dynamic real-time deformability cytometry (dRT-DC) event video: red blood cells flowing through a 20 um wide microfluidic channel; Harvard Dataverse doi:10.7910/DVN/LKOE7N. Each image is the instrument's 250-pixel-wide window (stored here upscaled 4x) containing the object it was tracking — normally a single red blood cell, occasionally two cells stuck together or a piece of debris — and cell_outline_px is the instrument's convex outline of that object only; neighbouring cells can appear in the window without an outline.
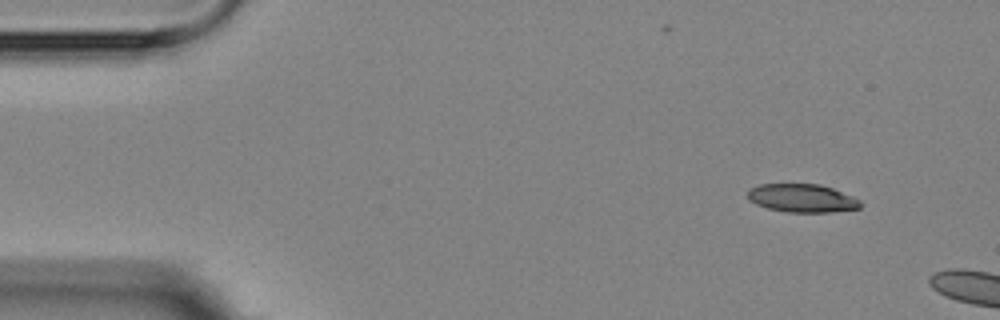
{"species": "Egyptian fruit bat (a non-hibernating species)", "species_latin": "Rousettus aegyptiacus", "temperature_condition": "room temperature", "stored_images_in_passage": 3, "camera_frame_rate_fps": 3000, "um_per_image_px": 0.085, "animal": {"sex": "female"}, "frame": {"image": 1, "passage_image": 1, "time_ms": 0.0, "image_size_px": [1000, 320], "cell_outline_px": [[864, 204], [860, 208], [832, 212], [788, 212], [768, 208], [756, 204], [748, 200], [748, 188], [760, 184], [820, 184], [832, 188], [852, 196], [860, 200]], "centroid_in_image_um": [68.18, 16.84], "position_along_channel_um": 16.8, "area_um2": 18.67}}